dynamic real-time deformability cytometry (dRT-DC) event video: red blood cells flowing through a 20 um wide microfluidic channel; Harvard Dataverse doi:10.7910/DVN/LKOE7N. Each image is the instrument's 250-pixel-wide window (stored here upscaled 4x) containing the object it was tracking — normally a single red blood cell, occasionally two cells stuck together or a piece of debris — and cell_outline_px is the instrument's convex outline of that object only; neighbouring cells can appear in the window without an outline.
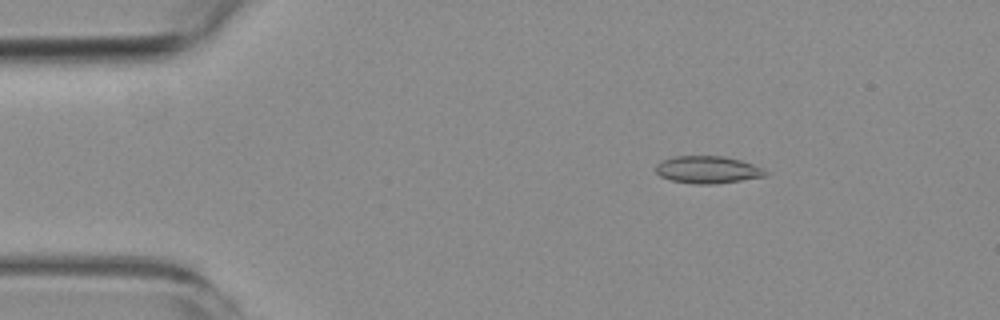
{"species": "common noctule bat (a hibernating species)", "species_latin": "Nyctalus noctula", "temperature_condition": "room temperature", "stored_images_in_passage": 6, "camera_frame_rate_fps": 3000, "um_per_image_px": 0.085, "animal": {"sex": "female", "body_mass_g": 19.3, "forearm_length_mm": 54.1}, "frame": {"image": 1, "passage_image": 3, "time_ms": 2.333, "image_size_px": [1000, 320], "cell_outline_px": [[768, 172], [764, 176], [716, 184], [696, 184], [672, 180], [660, 176], [656, 172], [656, 164], [660, 160], [672, 156], [724, 156], [740, 160], [764, 168]], "centroid_in_image_um": [60.12, 14.41], "position_along_channel_um": 24.9, "area_um2": 17.46}}